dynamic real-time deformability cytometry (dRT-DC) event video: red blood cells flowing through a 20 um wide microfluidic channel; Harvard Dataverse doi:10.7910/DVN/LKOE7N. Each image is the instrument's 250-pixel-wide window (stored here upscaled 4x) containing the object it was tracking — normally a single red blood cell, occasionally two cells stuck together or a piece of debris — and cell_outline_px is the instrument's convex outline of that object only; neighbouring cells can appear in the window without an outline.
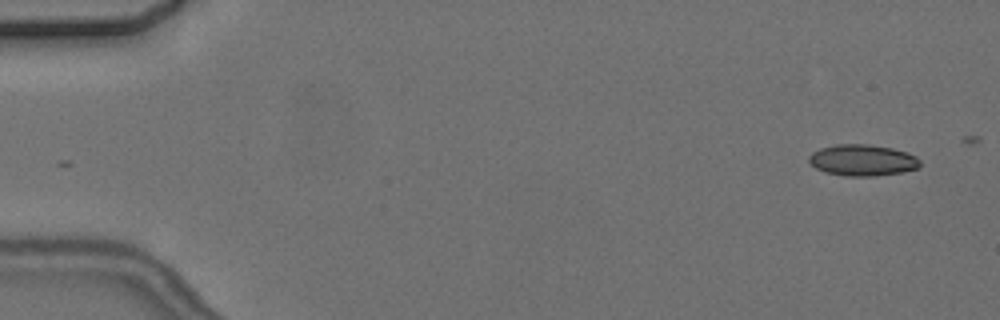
{"species": "common noctule bat (a hibernating species)", "species_latin": "Nyctalus noctula", "temperature_condition": "cold", "stored_images_in_passage": 5, "camera_frame_rate_fps": 3000, "um_per_image_px": 0.085, "animal": {"sex": "female", "body_mass_g": 24.6, "forearm_length_mm": 56.2}, "frame": {"image": 1, "passage_image": 1, "time_ms": 0.0, "image_size_px": [1000, 320], "cell_outline_px": [[920, 168], [904, 172], [876, 176], [844, 176], [824, 172], [816, 168], [808, 160], [808, 156], [812, 152], [820, 148], [836, 144], [868, 144], [892, 148], [908, 152], [916, 156], [920, 160]], "centroid_in_image_um": [73.33, 13.62], "position_along_channel_um": 11.7, "area_um2": 20.58}}